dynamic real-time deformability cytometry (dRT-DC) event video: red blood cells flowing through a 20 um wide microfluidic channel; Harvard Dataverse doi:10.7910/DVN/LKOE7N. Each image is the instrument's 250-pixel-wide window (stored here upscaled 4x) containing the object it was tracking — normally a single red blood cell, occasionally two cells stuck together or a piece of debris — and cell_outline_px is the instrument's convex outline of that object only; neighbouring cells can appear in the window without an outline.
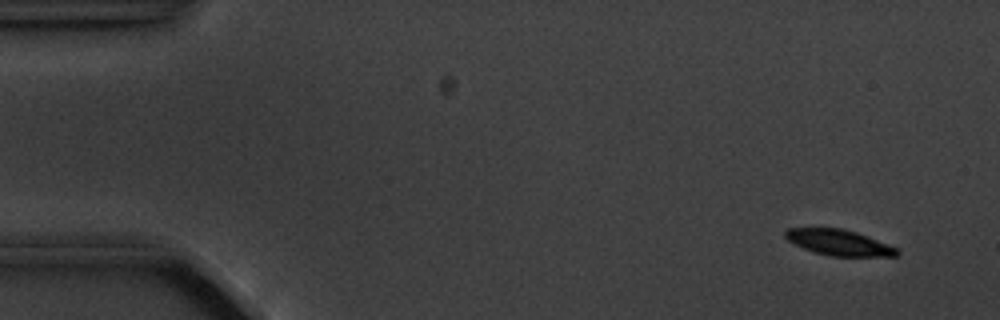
{"species": "common noctule bat (a hibernating species)", "species_latin": "Nyctalus noctula", "temperature_condition": "cold", "stored_images_in_passage": 4, "camera_frame_rate_fps": 3000, "um_per_image_px": 0.085, "animal": {"sex": "male", "body_mass_g": 20.1, "forearm_length_mm": 53.5}, "frame": {"image": 1, "passage_image": 1, "time_ms": 0.0, "image_size_px": [1000, 320], "cell_outline_px": [[900, 252], [896, 256], [832, 256], [816, 252], [804, 248], [788, 240], [784, 236], [784, 232], [788, 228], [844, 228], [856, 232], [900, 248]], "centroid_in_image_um": [71.36, 20.61], "position_along_channel_um": 13.6, "area_um2": 16.7}}